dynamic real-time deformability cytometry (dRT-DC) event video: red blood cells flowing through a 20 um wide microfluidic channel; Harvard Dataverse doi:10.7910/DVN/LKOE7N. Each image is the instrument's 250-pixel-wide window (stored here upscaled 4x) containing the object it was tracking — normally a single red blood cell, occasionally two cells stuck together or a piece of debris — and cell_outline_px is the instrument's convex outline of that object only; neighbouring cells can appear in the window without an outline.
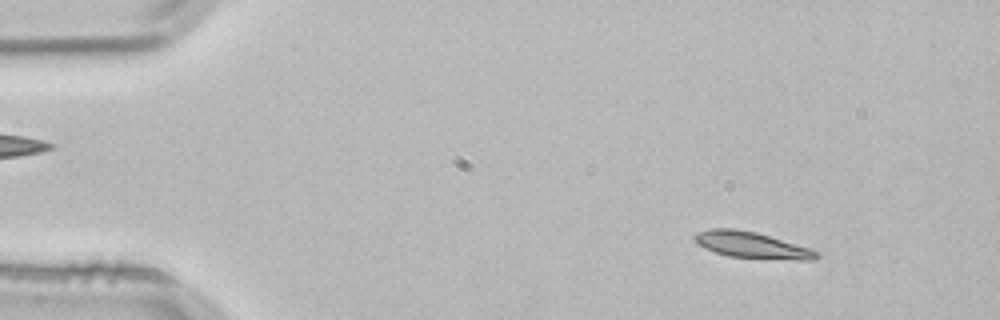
{"species": "common noctule bat (a hibernating species)", "species_latin": "Nyctalus noctula", "temperature_condition": "room temperature", "stored_images_in_passage": 3, "camera_frame_rate_fps": 3000, "um_per_image_px": 0.085, "animal": {"sex": "male", "body_mass_g": 21.5, "forearm_length_mm": 52.0}, "frame": {"image": 1, "passage_image": 1, "time_ms": 0.0, "image_size_px": [1000, 320], "cell_outline_px": [[820, 256], [816, 260], [796, 260], [728, 256], [704, 248], [692, 236], [696, 232], [712, 228], [732, 228], [756, 232], [808, 248], [820, 252]], "centroid_in_image_um": [63.91, 20.83], "position_along_channel_um": 21.1, "area_um2": 18.44}}